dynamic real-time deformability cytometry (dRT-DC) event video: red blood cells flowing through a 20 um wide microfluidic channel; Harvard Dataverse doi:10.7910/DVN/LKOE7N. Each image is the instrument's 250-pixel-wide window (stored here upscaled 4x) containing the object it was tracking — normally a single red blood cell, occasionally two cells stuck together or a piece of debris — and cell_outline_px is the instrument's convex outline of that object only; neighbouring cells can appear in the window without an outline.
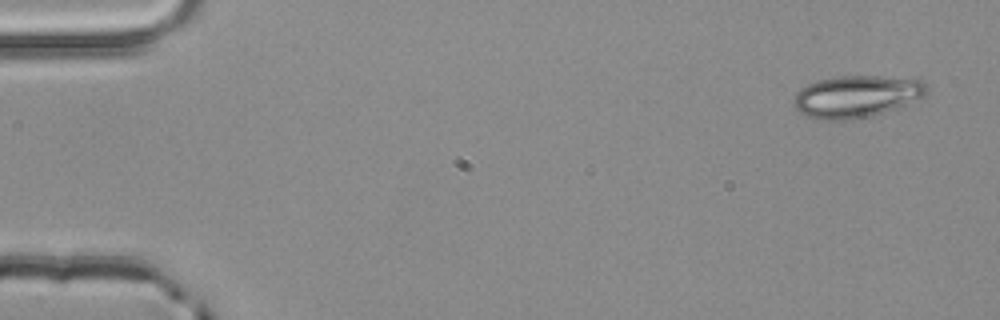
{"species": "common noctule bat (a hibernating species)", "species_latin": "Nyctalus noctula", "temperature_condition": "room temperature", "stored_images_in_passage": 6, "camera_frame_rate_fps": 3000, "um_per_image_px": 0.085, "animal": {"sex": "male", "body_mass_g": 20.4}, "frame": {"image": 1, "passage_image": 1, "time_ms": 0.0, "image_size_px": [1000, 320], "cell_outline_px": [[928, 92], [924, 96], [904, 104], [868, 116], [844, 120], [820, 120], [808, 116], [800, 112], [792, 104], [792, 100], [796, 92], [808, 84], [820, 80], [836, 76], [880, 76], [920, 80], [928, 84]], "centroid_in_image_um": [72.76, 8.18], "position_along_channel_um": 12.2, "area_um2": 32.14}}
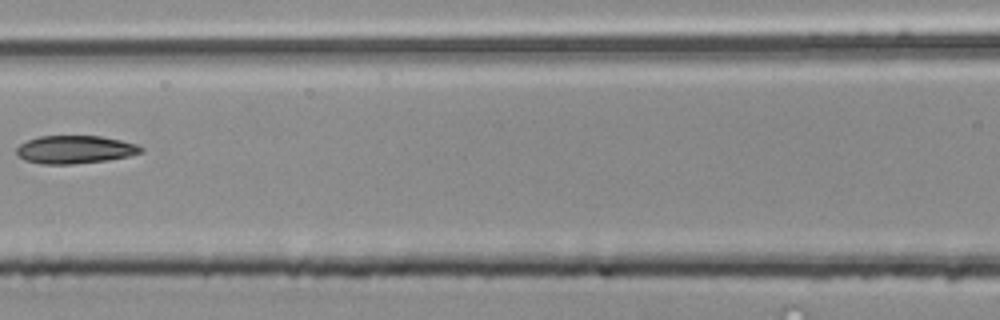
{"frame": {"image": 2, "passage_image": 6, "time_ms": 1.667, "image_size_px": [1000, 320], "cell_outline_px": [[144, 152], [128, 156], [108, 160], [72, 164], [44, 164], [24, 160], [16, 152], [16, 148], [20, 144], [28, 140], [40, 136], [100, 136], [120, 140], [136, 144], [144, 148]], "centroid_in_image_um": [6.39, 12.71], "position_along_channel_um": 160.2, "area_um2": 20.23}}